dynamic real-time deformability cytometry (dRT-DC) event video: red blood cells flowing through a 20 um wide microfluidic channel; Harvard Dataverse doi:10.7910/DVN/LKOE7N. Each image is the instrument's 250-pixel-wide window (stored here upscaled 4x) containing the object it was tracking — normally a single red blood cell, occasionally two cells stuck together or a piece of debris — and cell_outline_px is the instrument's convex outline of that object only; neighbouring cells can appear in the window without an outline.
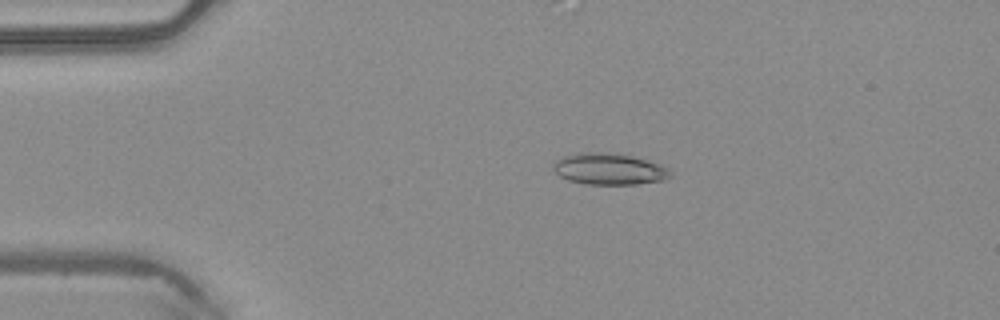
{"species": "common noctule bat (a hibernating species)", "species_latin": "Nyctalus noctula", "temperature_condition": "warm", "stored_images_in_passage": 49, "camera_frame_rate_fps": 3000, "um_per_image_px": 0.085, "animal": {"sex": "male", "body_mass_g": 20.4}, "frame": {"image": 1, "passage_image": 10, "time_ms": 3.0, "image_size_px": [1000, 320], "cell_outline_px": [[672, 176], [664, 180], [636, 184], [584, 184], [568, 180], [560, 176], [552, 168], [552, 164], [556, 160], [564, 156], [580, 152], [612, 152], [632, 156], [660, 164], [668, 168]], "centroid_in_image_um": [51.76, 14.36], "position_along_channel_um": 33.2, "area_um2": 21.56}}
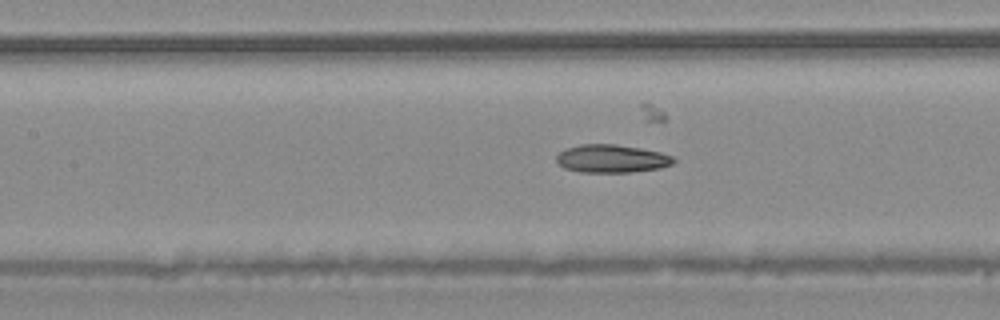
{"frame": {"image": 2, "passage_image": 22, "time_ms": 7.0, "image_size_px": [1000, 320], "cell_outline_px": [[676, 160], [672, 164], [660, 168], [632, 172], [580, 172], [564, 168], [556, 160], [556, 156], [560, 152], [568, 148], [580, 144], [616, 144], [640, 148], [660, 152], [672, 156]], "centroid_in_image_um": [52.0, 13.48], "position_along_channel_um": 155.4, "area_um2": 19.07}}
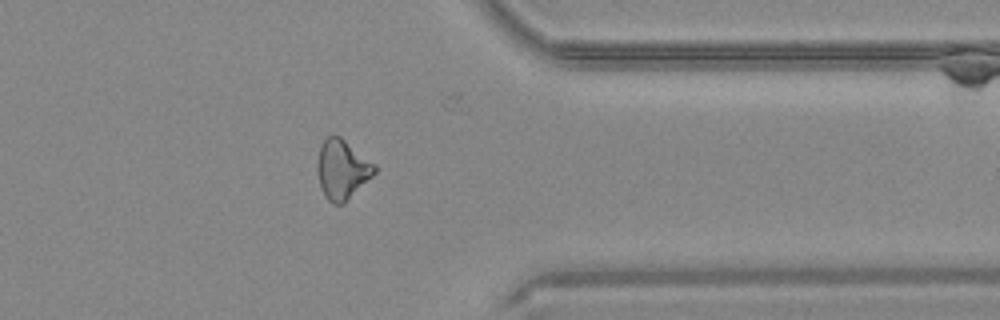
{"frame": {"image": 3, "passage_image": 39, "time_ms": 12.667, "image_size_px": [1000, 320], "cell_outline_px": [[376, 172], [344, 204], [332, 204], [324, 196], [320, 188], [316, 168], [316, 164], [320, 148], [324, 140], [328, 136], [340, 136], [376, 164]], "centroid_in_image_um": [29.07, 14.42], "position_along_channel_um": 382.3, "area_um2": 19.94}, "authors_computed_cell_mechanics": {"area_um2": 19.652, "velocity_mm_per_s": 4.1725, "shape_relaxation_time_tau1_ms": 8.26, "shape_relaxation_time_tau2_ms": 6.4227, "deformation_change_tau1": 0.2013, "deformation_change_tau2": 0.1699}}